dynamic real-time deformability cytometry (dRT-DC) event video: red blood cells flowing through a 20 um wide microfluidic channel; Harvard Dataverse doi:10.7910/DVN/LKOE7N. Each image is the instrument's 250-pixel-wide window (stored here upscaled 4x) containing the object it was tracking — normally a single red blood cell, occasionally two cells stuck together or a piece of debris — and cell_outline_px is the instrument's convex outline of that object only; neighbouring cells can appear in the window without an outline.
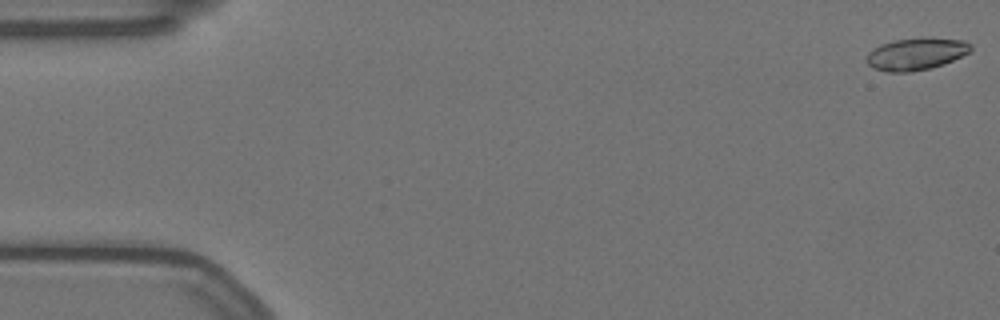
{"species": "Egyptian fruit bat (a non-hibernating species)", "species_latin": "Rousettus aegyptiacus", "temperature_condition": "warm", "stored_images_in_passage": 58, "camera_frame_rate_fps": 3000, "um_per_image_px": 0.085, "animal": {"sex": "female"}, "frame": {"image": 1, "passage_image": 1, "time_ms": 0.0, "image_size_px": [1000, 320], "cell_outline_px": [[972, 48], [968, 52], [944, 64], [912, 72], [888, 72], [872, 68], [864, 60], [868, 52], [880, 44], [896, 40], [924, 36], [964, 40], [972, 44]], "centroid_in_image_um": [77.84, 4.57], "position_along_channel_um": 7.2, "area_um2": 19.77}}
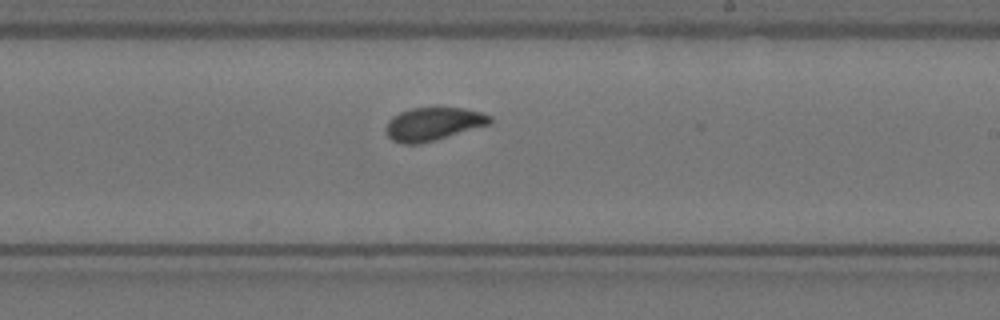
{"frame": {"image": 2, "passage_image": 34, "time_ms": 11.0, "image_size_px": [1000, 320], "cell_outline_px": [[492, 120], [488, 124], [420, 144], [404, 144], [392, 140], [384, 132], [384, 128], [388, 120], [392, 116], [400, 112], [412, 108], [464, 108], [480, 112], [492, 116]], "centroid_in_image_um": [36.75, 10.53], "position_along_channel_um": 252.2, "area_um2": 19.88}}
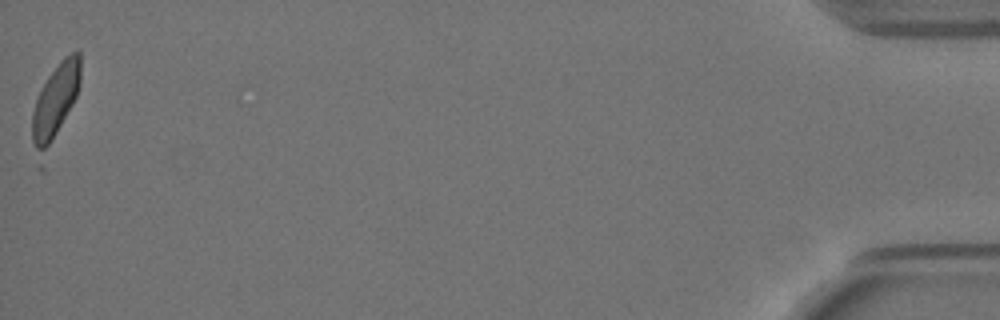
{"frame": {"image": 3, "passage_image": 58, "time_ms": 19.0, "image_size_px": [1000, 320], "cell_outline_px": [[80, 84], [76, 96], [72, 104], [52, 140], [44, 148], [36, 148], [32, 140], [32, 112], [36, 100], [48, 76], [60, 60], [64, 56], [72, 52], [80, 52]], "centroid_in_image_um": [4.73, 8.45], "position_along_channel_um": 430.5, "area_um2": 19.77}, "authors_computed_cell_mechanics": {"area_um2": 20.0855, "velocity_mm_per_s": 3.4801, "shape_relaxation_time_tau1_ms": 3.3205, "shape_relaxation_time_tau2_ms": 1.2957, "deformation_change_tau1": 0.1035, "deformation_change_tau2": 0.0516}}